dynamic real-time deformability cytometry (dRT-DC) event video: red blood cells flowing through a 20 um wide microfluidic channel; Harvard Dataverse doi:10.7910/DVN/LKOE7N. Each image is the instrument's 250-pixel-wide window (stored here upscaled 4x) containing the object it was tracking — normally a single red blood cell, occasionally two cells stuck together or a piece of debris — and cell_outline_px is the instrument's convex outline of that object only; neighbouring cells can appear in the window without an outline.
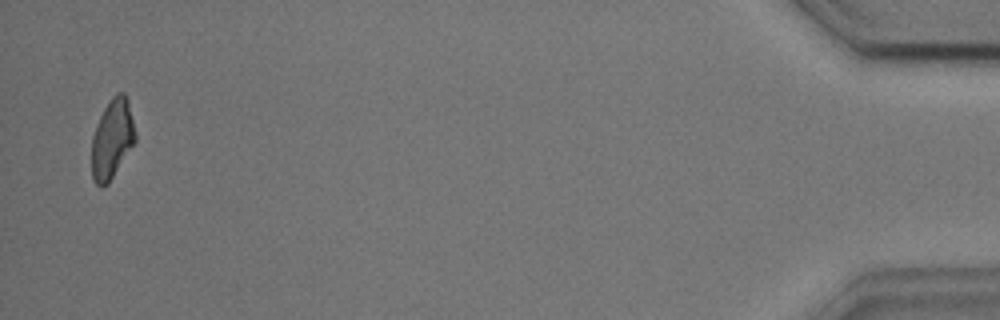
{"species": "common noctule bat (a hibernating species)", "species_latin": "Nyctalus noctula", "temperature_condition": "cold", "stored_images_in_passage": 13, "camera_frame_rate_fps": 3000, "um_per_image_px": 0.085, "animal": {"sex": "male", "body_mass_g": 17.9, "forearm_length_mm": 54.2}, "frame": {"image": 1, "passage_image": 13, "time_ms": 4.0, "image_size_px": [1000, 320], "cell_outline_px": [[136, 140], [108, 184], [100, 188], [92, 180], [92, 136], [96, 124], [104, 108], [112, 96], [116, 92], [124, 92], [128, 100], [136, 132]], "centroid_in_image_um": [9.53, 11.8], "position_along_channel_um": 425.7, "area_um2": 20.29}}